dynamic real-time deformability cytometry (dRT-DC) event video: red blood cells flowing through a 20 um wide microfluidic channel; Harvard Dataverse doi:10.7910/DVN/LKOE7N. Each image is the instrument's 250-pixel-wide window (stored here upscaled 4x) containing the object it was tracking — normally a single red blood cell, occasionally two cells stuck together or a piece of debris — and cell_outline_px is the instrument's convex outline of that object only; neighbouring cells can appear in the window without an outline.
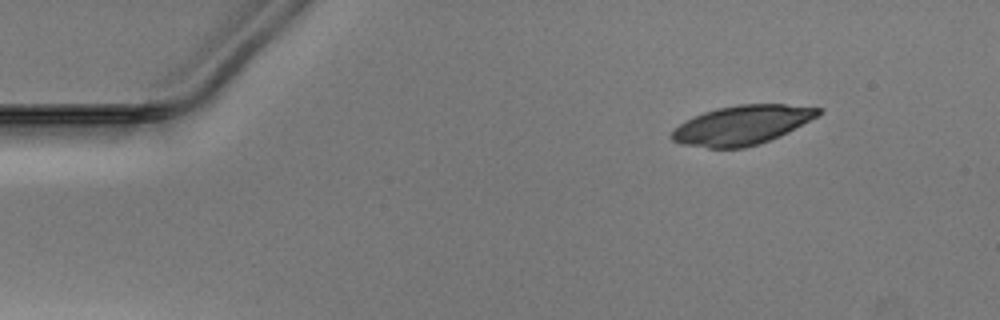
{"species": "Egyptian fruit bat (a non-hibernating species)", "species_latin": "Rousettus aegyptiacus", "temperature_condition": "warm", "stored_images_in_passage": 45, "camera_frame_rate_fps": 3000, "um_per_image_px": 0.085, "animal": {"sex": "male"}, "frame": {"image": 1, "passage_image": 1, "time_ms": 0.0, "image_size_px": [1000, 320], "cell_outline_px": [[824, 108], [816, 116], [788, 132], [780, 136], [744, 148], [708, 148], [680, 144], [672, 140], [668, 136], [684, 120], [704, 112], [716, 108], [736, 104], [784, 104]], "centroid_in_image_um": [63.02, 10.63], "position_along_channel_um": 22.0, "area_um2": 33.35}}
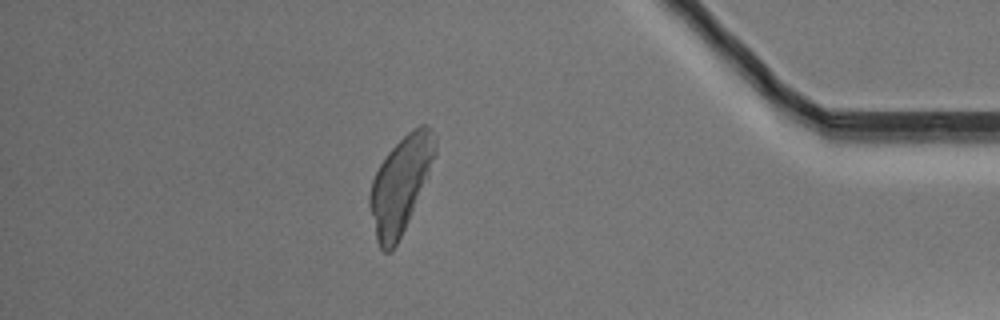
{"frame": {"image": 2, "passage_image": 39, "time_ms": 12.667, "image_size_px": [1000, 320], "cell_outline_px": [[436, 152], [428, 176], [408, 220], [396, 244], [388, 252], [384, 252], [380, 248], [376, 240], [368, 204], [368, 196], [372, 180], [380, 164], [388, 152], [412, 128], [420, 124], [424, 124], [436, 136]], "centroid_in_image_um": [34.02, 15.67], "position_along_channel_um": 401.2, "area_um2": 36.01}}